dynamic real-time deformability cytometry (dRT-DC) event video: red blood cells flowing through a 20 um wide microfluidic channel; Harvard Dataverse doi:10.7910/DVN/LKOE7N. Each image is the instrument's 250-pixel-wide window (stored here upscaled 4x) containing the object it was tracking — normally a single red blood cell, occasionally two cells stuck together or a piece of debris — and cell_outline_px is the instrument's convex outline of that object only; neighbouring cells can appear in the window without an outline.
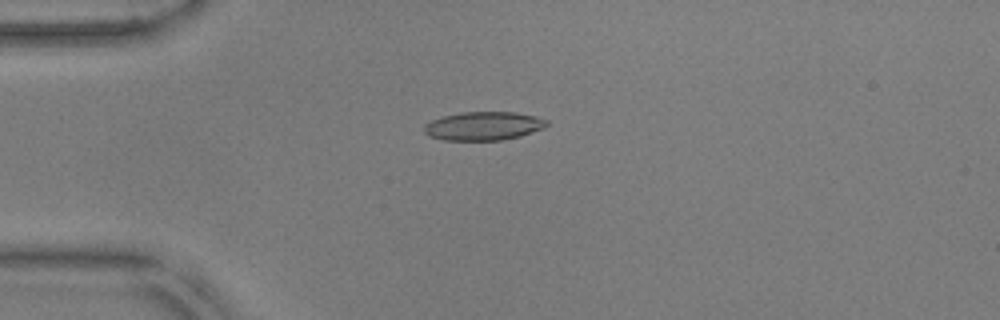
{"species": "common noctule bat (a hibernating species)", "species_latin": "Nyctalus noctula", "temperature_condition": "warm", "stored_images_in_passage": 47, "camera_frame_rate_fps": 3000, "um_per_image_px": 0.085, "animal": {"sex": "male", "body_mass_g": 17.9, "forearm_length_mm": 54.2}, "frame": {"image": 1, "passage_image": 8, "time_ms": 2.333, "image_size_px": [1000, 320], "cell_outline_px": [[548, 124], [544, 128], [520, 136], [500, 140], [444, 140], [428, 136], [424, 132], [424, 124], [432, 120], [444, 116], [464, 112], [516, 112], [536, 116], [548, 120]], "centroid_in_image_um": [41.11, 10.71], "position_along_channel_um": 43.9, "area_um2": 20.4}}
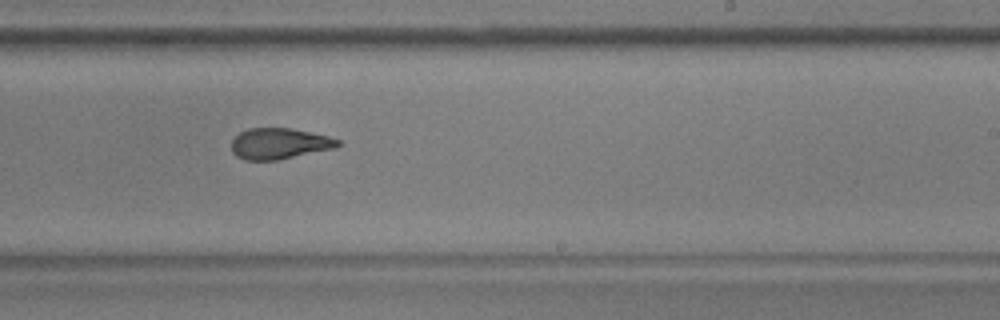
{"frame": {"image": 2, "passage_image": 27, "time_ms": 8.667, "image_size_px": [1000, 320], "cell_outline_px": [[340, 144], [336, 148], [276, 160], [244, 160], [236, 156], [232, 152], [232, 140], [240, 132], [248, 128], [292, 128], [312, 132], [328, 136], [340, 140]], "centroid_in_image_um": [23.75, 12.2], "position_along_channel_um": 265.3, "area_um2": 19.25}}
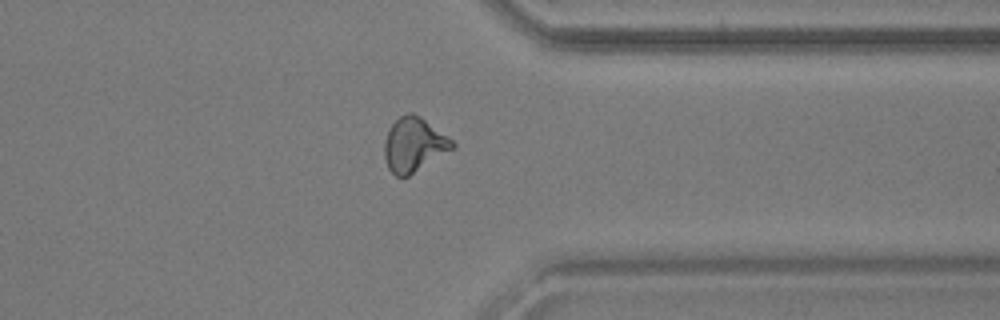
{"frame": {"image": 3, "passage_image": 36, "time_ms": 11.667, "image_size_px": [1000, 320], "cell_outline_px": [[456, 148], [408, 176], [396, 176], [388, 168], [384, 156], [384, 140], [388, 128], [400, 116], [408, 112], [412, 112], [420, 116], [452, 140], [456, 144]], "centroid_in_image_um": [35.18, 12.3], "position_along_channel_um": 376.2, "area_um2": 21.5}, "authors_computed_cell_mechanics": {"area_um2": 20.23, "velocity_mm_per_s": 3.8279, "shape_relaxation_time_tau1_ms": 8.4294, "shape_relaxation_time_tau2_ms": 1.3456, "deformation_change_tau1": 0.2475, "deformation_change_tau2": 0.0906}}